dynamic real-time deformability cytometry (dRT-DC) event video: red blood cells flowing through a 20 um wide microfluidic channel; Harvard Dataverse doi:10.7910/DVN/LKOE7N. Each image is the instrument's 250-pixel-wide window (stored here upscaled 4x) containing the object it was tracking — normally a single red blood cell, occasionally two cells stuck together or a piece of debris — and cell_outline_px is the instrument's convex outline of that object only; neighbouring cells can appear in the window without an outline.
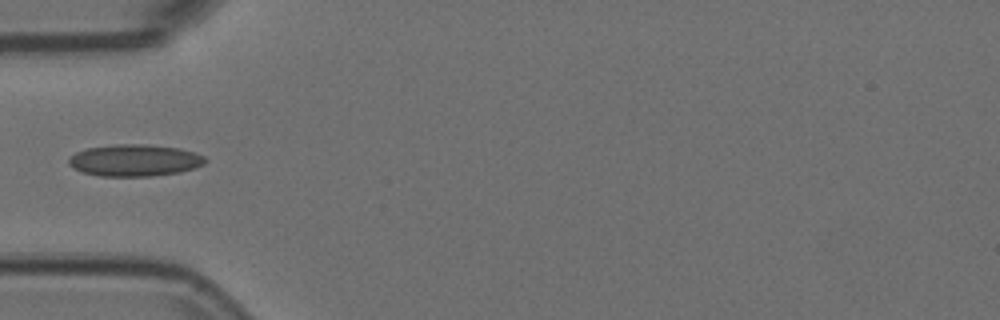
{"species": "Egyptian fruit bat (a non-hibernating species)", "species_latin": "Rousettus aegyptiacus", "temperature_condition": "room temperature", "stored_images_in_passage": 4, "camera_frame_rate_fps": 3000, "um_per_image_px": 0.085, "animal": {"sex": "female"}, "frame": {"image": 1, "passage_image": 3, "time_ms": 0.667, "image_size_px": [1000, 320], "cell_outline_px": [[208, 160], [204, 164], [196, 168], [180, 172], [152, 176], [100, 176], [84, 172], [72, 168], [68, 164], [68, 156], [76, 152], [88, 148], [116, 144], [144, 144], [180, 148], [204, 156]], "centroid_in_image_um": [11.44, 13.63], "position_along_channel_um": 73.6, "area_um2": 25.43}}
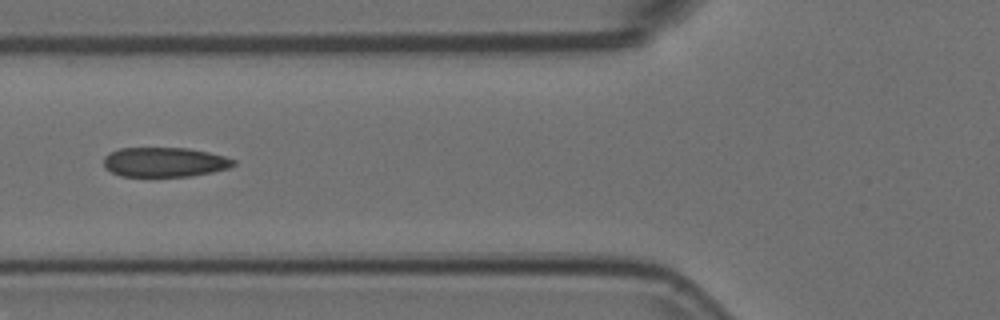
{"frame": {"image": 2, "passage_image": 4, "time_ms": 1.0, "image_size_px": [1000, 320], "cell_outline_px": [[236, 164], [228, 168], [212, 172], [188, 176], [120, 176], [104, 168], [104, 156], [108, 152], [120, 148], [188, 148], [208, 152], [224, 156], [236, 160]], "centroid_in_image_um": [13.97, 13.77], "position_along_channel_um": 111.8, "area_um2": 22.43}}